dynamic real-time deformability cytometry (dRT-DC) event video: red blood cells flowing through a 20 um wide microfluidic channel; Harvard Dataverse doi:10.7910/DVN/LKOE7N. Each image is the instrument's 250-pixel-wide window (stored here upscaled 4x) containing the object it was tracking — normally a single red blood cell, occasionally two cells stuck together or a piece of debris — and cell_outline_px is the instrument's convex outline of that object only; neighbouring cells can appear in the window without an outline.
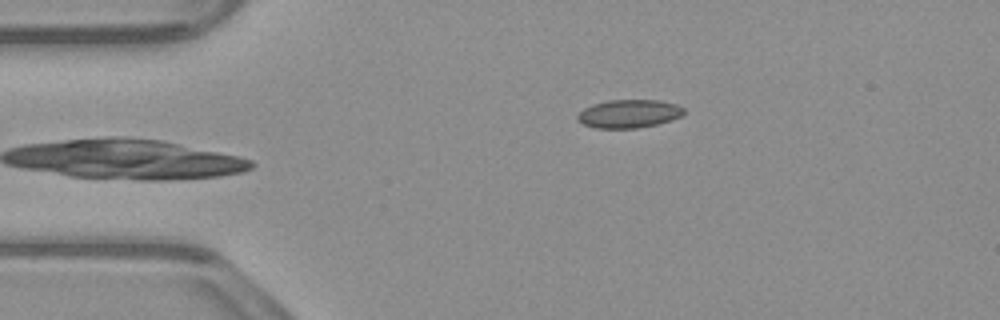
{"species": "common noctule bat (a hibernating species)", "species_latin": "Nyctalus noctula", "temperature_condition": "warm", "stored_images_in_passage": 37, "camera_frame_rate_fps": 3000, "um_per_image_px": 0.085, "animal": {"sex": "male", "body_mass_g": 23.1, "forearm_length_mm": 52.7}, "frame": {"image": 1, "passage_image": 1, "time_ms": 0.0, "image_size_px": [1000, 320], "cell_outline_px": [[684, 112], [680, 116], [672, 120], [656, 124], [636, 128], [596, 128], [584, 124], [576, 120], [576, 116], [584, 108], [592, 104], [608, 100], [660, 100], [676, 104], [684, 108]], "centroid_in_image_um": [53.44, 9.66], "position_along_channel_um": 31.6, "area_um2": 17.51}}
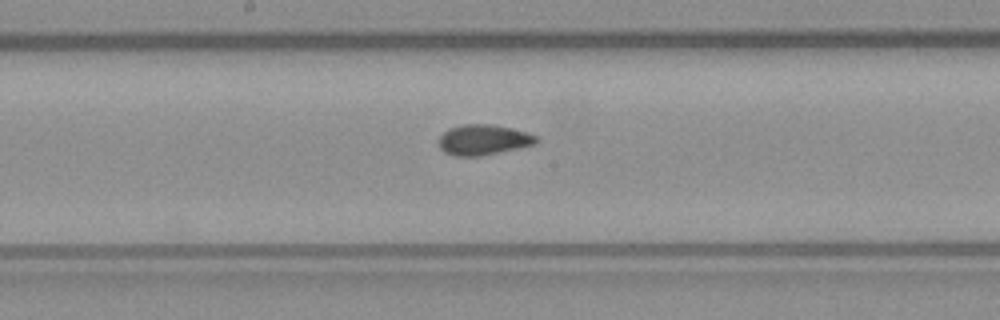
{"frame": {"image": 2, "passage_image": 18, "time_ms": 5.667, "image_size_px": [1000, 320], "cell_outline_px": [[540, 140], [536, 144], [480, 156], [456, 156], [444, 152], [440, 148], [436, 140], [448, 128], [464, 124], [492, 124], [528, 132], [536, 136]], "centroid_in_image_um": [41.06, 11.88], "position_along_channel_um": 207.1, "area_um2": 17.4}}
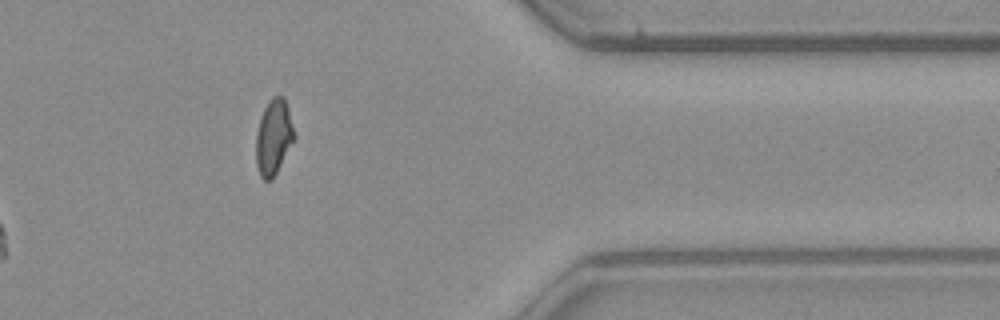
{"frame": {"image": 3, "passage_image": 34, "time_ms": 11.0, "image_size_px": [1000, 320], "cell_outline_px": [[296, 136], [272, 180], [264, 180], [260, 176], [256, 164], [256, 136], [260, 120], [264, 108], [268, 100], [272, 96], [284, 96], [288, 108]], "centroid_in_image_um": [23.26, 11.64], "position_along_channel_um": 388.1, "area_um2": 16.7}, "authors_computed_cell_mechanics": {"area_um2": 17.1666, "velocity_mm_per_s": 3.83, "shape_relaxation_time_tau1_ms": null, "shape_relaxation_time_tau2_ms": 0.9522, "deformation_change_tau1": null, "deformation_change_tau2": 0.0473}}